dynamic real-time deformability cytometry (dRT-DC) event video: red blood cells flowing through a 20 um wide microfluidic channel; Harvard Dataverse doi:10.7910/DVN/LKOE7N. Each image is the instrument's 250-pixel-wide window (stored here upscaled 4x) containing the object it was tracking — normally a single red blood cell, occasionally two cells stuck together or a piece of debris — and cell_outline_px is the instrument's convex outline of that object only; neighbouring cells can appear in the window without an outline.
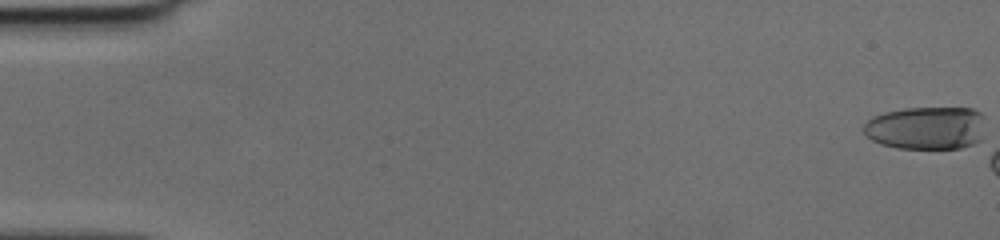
{"species": "human", "species_latin": "Homo sapiens", "temperature_condition": "cold", "stored_images_in_passage": 9, "camera_frame_rate_fps": 3000, "um_per_image_px": 0.085, "donor": {"sex": "female"}, "frame": {"image": 1, "passage_image": 1, "time_ms": 0.0, "image_size_px": [1000, 240], "cell_outline_px": [[980, 140], [972, 144], [960, 148], [896, 148], [880, 144], [872, 140], [864, 132], [864, 124], [872, 116], [884, 112], [904, 108], [972, 108], [980, 112]], "centroid_in_image_um": [78.65, 10.87], "position_along_channel_um": 6.4, "area_um2": 30.11}}